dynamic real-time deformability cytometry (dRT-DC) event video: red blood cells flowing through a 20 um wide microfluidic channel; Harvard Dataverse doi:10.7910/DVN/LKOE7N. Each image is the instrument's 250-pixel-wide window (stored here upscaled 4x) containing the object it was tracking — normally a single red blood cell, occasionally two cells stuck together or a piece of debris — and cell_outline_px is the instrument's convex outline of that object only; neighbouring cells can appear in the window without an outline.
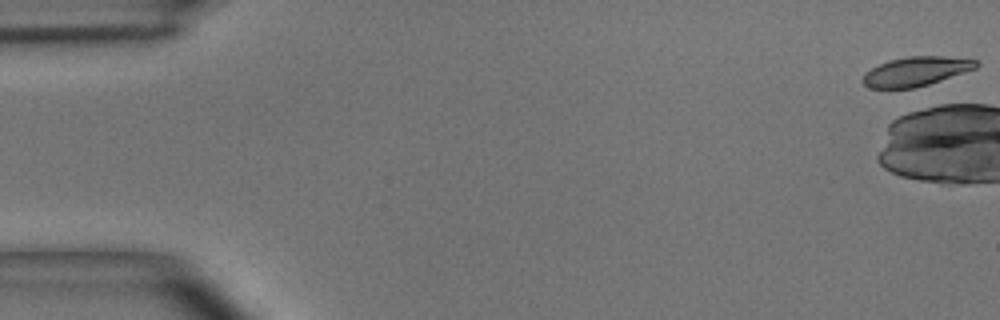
{"species": "common noctule bat (a hibernating species)", "species_latin": "Nyctalus noctula", "temperature_condition": "room temperature", "stored_images_in_passage": 5, "camera_frame_rate_fps": 3000, "um_per_image_px": 0.085, "animal": {"sex": "male", "body_mass_g": 15.6}, "frame": {"image": 1, "passage_image": 1, "time_ms": 0.0, "image_size_px": [1000, 320], "cell_outline_px": [[980, 64], [976, 68], [928, 84], [912, 88], [868, 88], [860, 80], [864, 72], [888, 60], [908, 56], [944, 56], [976, 60]], "centroid_in_image_um": [77.81, 6.06], "position_along_channel_um": 7.2, "area_um2": 19.25}}